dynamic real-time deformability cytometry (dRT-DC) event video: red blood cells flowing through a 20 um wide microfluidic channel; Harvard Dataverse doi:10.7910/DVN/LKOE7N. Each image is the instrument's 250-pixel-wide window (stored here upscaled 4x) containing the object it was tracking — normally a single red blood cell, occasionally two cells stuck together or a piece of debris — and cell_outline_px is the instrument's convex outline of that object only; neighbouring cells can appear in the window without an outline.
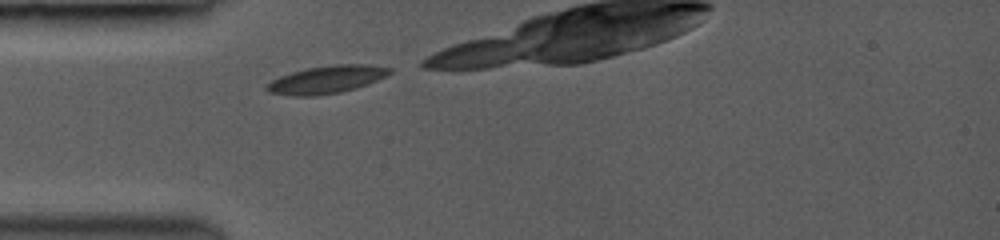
{"species": "common noctule bat (a hibernating species)", "species_latin": "Nyctalus noctula", "temperature_condition": "room temperature", "stored_images_in_passage": 2, "camera_frame_rate_fps": 3000, "um_per_image_px": 0.085, "animal": {"sex": "female", "body_mass_g": 19.0, "forearm_length_mm": 53.3}, "frame": {"image": 1, "passage_image": 1, "time_ms": 0.0, "image_size_px": [1000, 240], "cell_outline_px": [[392, 72], [376, 80], [356, 88], [340, 92], [316, 96], [288, 96], [268, 92], [264, 88], [264, 84], [280, 76], [292, 72], [308, 68], [336, 64], [368, 64], [392, 68]], "centroid_in_image_um": [27.7, 6.77], "position_along_channel_um": 57.3, "area_um2": 19.88}}